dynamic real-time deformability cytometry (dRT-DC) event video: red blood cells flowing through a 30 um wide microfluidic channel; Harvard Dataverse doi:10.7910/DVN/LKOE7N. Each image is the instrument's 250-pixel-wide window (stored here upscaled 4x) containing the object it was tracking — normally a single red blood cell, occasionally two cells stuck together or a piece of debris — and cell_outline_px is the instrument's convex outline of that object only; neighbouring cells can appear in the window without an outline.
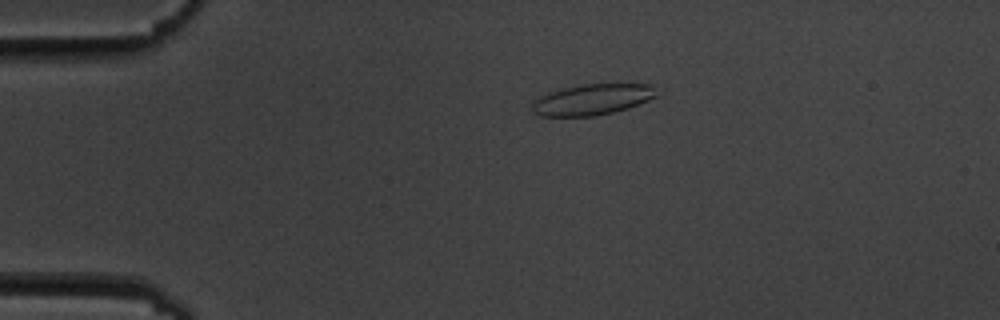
{"species": "common noctule bat (a hibernating species)", "species_latin": "Nyctalus noctula", "temperature_condition": "cold", "stored_images_in_passage": 10, "camera_frame_rate_fps": 3000, "um_per_image_px": 0.085, "animal": {"sex": "male", "body_mass_g": 19.5, "forearm_length_mm": 54.6}, "frame": {"image": 1, "passage_image": 2, "time_ms": 1.0, "image_size_px": [1000, 320], "cell_outline_px": [[656, 96], [648, 100], [628, 108], [596, 116], [540, 116], [532, 112], [532, 100], [548, 92], [564, 88], [584, 84], [652, 84]], "centroid_in_image_um": [50.28, 8.46], "position_along_channel_um": 34.7, "area_um2": 22.31}}
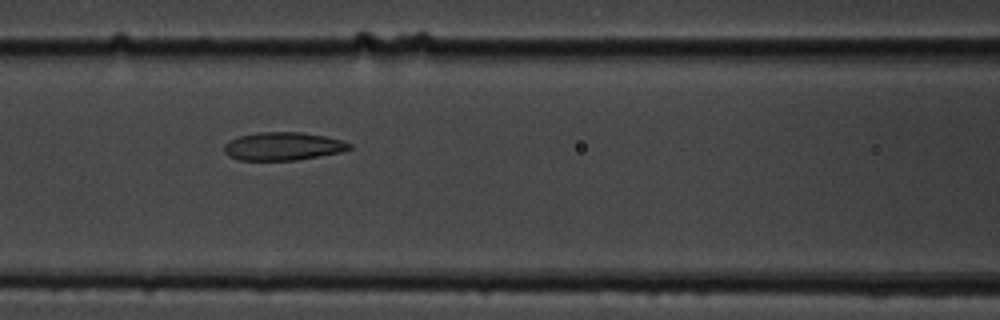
{"frame": {"image": 2, "passage_image": 6, "time_ms": 5.333, "image_size_px": [1000, 320], "cell_outline_px": [[352, 148], [340, 152], [296, 160], [240, 160], [228, 156], [224, 152], [224, 144], [228, 140], [240, 136], [260, 132], [300, 132], [324, 136], [344, 140], [352, 144]], "centroid_in_image_um": [24.05, 12.43], "position_along_channel_um": 142.6, "area_um2": 20.52}}
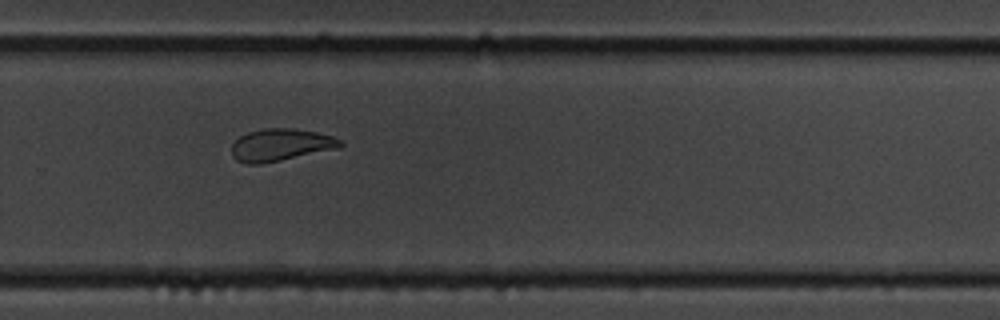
{"frame": {"image": 3, "passage_image": 10, "time_ms": 10.0, "image_size_px": [1000, 320], "cell_outline_px": [[344, 144], [340, 148], [260, 164], [248, 164], [236, 160], [232, 156], [232, 144], [240, 136], [248, 132], [264, 128], [292, 128], [316, 132], [332, 136], [340, 140]], "centroid_in_image_um": [23.85, 12.31], "position_along_channel_um": 305.9, "area_um2": 20.35}}